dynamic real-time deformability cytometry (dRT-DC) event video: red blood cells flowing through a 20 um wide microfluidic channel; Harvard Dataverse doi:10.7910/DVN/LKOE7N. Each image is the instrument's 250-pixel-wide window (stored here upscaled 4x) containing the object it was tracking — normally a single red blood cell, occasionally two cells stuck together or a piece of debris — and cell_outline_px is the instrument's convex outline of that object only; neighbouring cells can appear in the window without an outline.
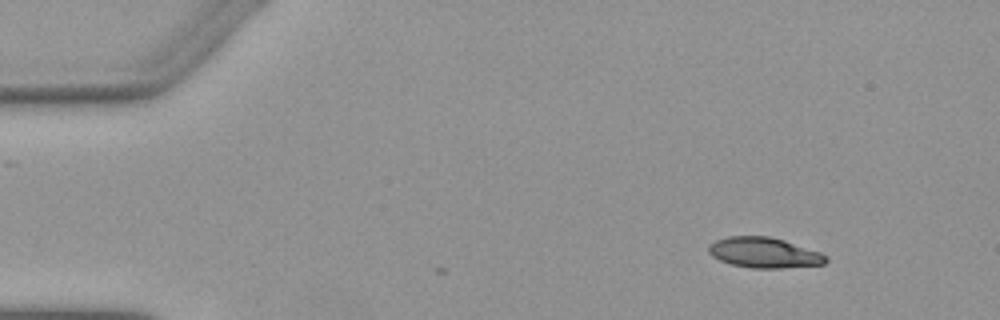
{"species": "Egyptian fruit bat (a non-hibernating species)", "species_latin": "Rousettus aegyptiacus", "temperature_condition": "warm", "stored_images_in_passage": 3, "camera_frame_rate_fps": 3000, "um_per_image_px": 0.085, "animal": {"sex": "female"}, "frame": {"image": 1, "passage_image": 3, "time_ms": 0.667, "image_size_px": [1000, 320], "cell_outline_px": [[828, 260], [824, 264], [780, 268], [752, 268], [732, 264], [720, 260], [712, 256], [708, 252], [708, 244], [716, 240], [728, 236], [772, 236], [820, 252], [828, 256]], "centroid_in_image_um": [64.94, 21.47], "position_along_channel_um": 20.1, "area_um2": 20.81}}